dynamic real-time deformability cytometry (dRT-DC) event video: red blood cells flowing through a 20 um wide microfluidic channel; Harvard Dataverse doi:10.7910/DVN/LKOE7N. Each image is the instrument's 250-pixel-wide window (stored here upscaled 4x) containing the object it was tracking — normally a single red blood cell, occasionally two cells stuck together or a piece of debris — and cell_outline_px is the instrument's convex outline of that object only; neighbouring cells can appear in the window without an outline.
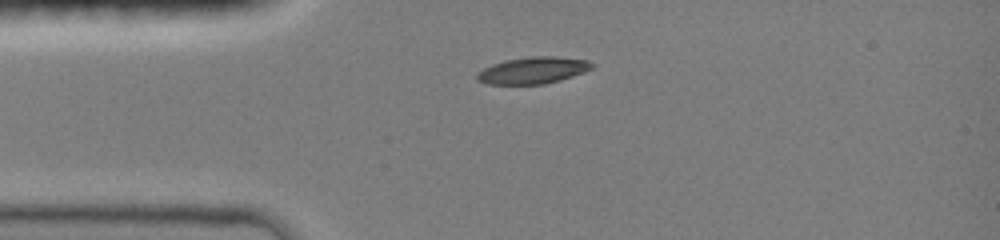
{"species": "common noctule bat (a hibernating species)", "species_latin": "Nyctalus noctula", "temperature_condition": "room temperature", "stored_images_in_passage": 4, "camera_frame_rate_fps": 3000, "um_per_image_px": 0.085, "animal": {"sex": "female", "body_mass_g": 19.0, "forearm_length_mm": 51.5}, "frame": {"image": 1, "passage_image": 1, "time_ms": 0.0, "image_size_px": [1000, 240], "cell_outline_px": [[592, 68], [584, 72], [560, 80], [544, 84], [488, 84], [476, 80], [476, 76], [484, 68], [492, 64], [504, 60], [532, 56], [552, 56], [588, 60], [592, 64]], "centroid_in_image_um": [45.28, 5.98], "position_along_channel_um": 39.7, "area_um2": 17.74}}
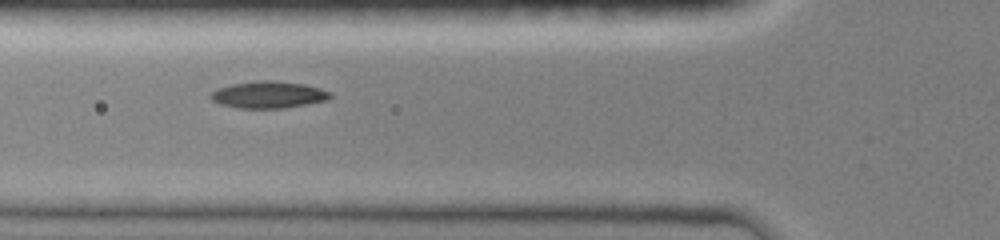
{"frame": {"image": 2, "passage_image": 3, "time_ms": 2.0, "image_size_px": [1000, 240], "cell_outline_px": [[332, 96], [328, 100], [284, 108], [236, 108], [220, 104], [212, 100], [208, 96], [212, 92], [220, 88], [232, 84], [260, 80], [276, 80], [304, 84], [320, 88], [332, 92]], "centroid_in_image_um": [22.84, 8.05], "position_along_channel_um": 103.0, "area_um2": 18.79}}
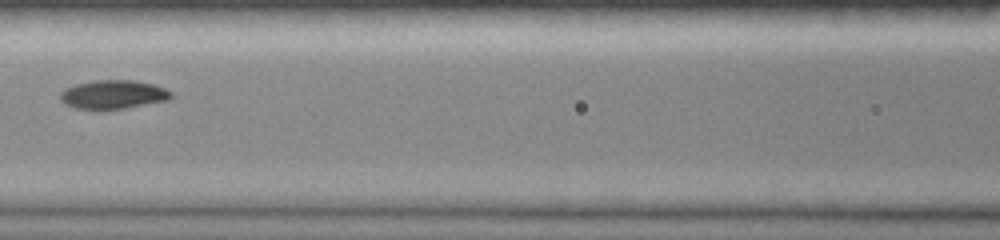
{"frame": {"image": 3, "passage_image": 4, "time_ms": 3.333, "image_size_px": [1000, 240], "cell_outline_px": [[172, 96], [168, 100], [124, 108], [76, 108], [64, 104], [60, 100], [60, 92], [64, 88], [76, 84], [92, 80], [132, 80], [156, 84], [172, 92]], "centroid_in_image_um": [9.61, 8.01], "position_along_channel_um": 157.0, "area_um2": 18.44}}